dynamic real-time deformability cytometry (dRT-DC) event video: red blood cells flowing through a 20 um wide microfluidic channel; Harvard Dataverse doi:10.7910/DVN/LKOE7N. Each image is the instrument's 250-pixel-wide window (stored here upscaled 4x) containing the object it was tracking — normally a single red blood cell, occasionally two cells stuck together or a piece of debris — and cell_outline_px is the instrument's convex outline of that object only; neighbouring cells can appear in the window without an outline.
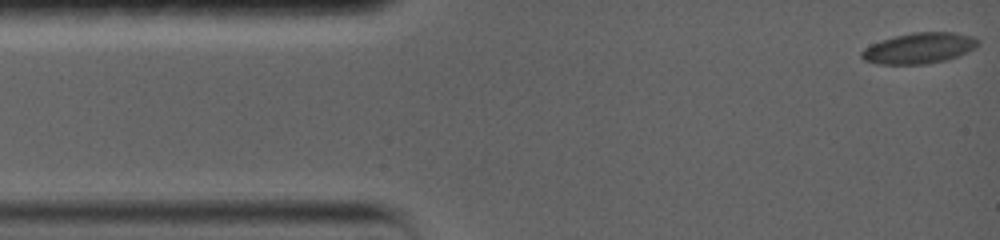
{"species": "common noctule bat (a hibernating species)", "species_latin": "Nyctalus noctula", "temperature_condition": "warm", "stored_images_in_passage": 10, "camera_frame_rate_fps": 5000, "um_per_image_px": 0.085, "animal": {"sex": "female", "body_mass_g": 19.0, "forearm_length_mm": 56.7}, "frame": {"image": 1, "passage_image": 1, "time_ms": 0.0, "image_size_px": [1000, 240], "cell_outline_px": [[980, 44], [976, 48], [968, 52], [948, 60], [928, 64], [880, 64], [864, 60], [860, 56], [860, 52], [864, 48], [872, 44], [896, 36], [912, 32], [952, 32], [972, 36], [980, 40]], "centroid_in_image_um": [78.18, 4.1], "position_along_channel_um": 6.8, "area_um2": 20.98}}
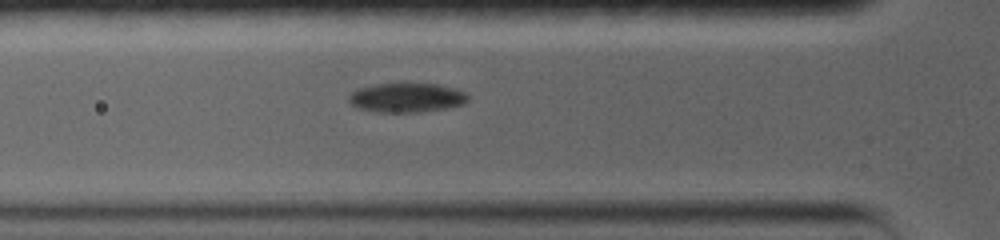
{"frame": {"image": 2, "passage_image": 7, "time_ms": 4.6, "image_size_px": [1000, 240], "cell_outline_px": [[468, 100], [464, 104], [444, 108], [416, 112], [380, 112], [356, 108], [348, 100], [348, 96], [352, 92], [360, 88], [376, 84], [404, 80], [436, 84], [452, 88], [464, 92], [468, 96]], "centroid_in_image_um": [34.53, 8.25], "position_along_channel_um": 91.3, "area_um2": 20.87}}
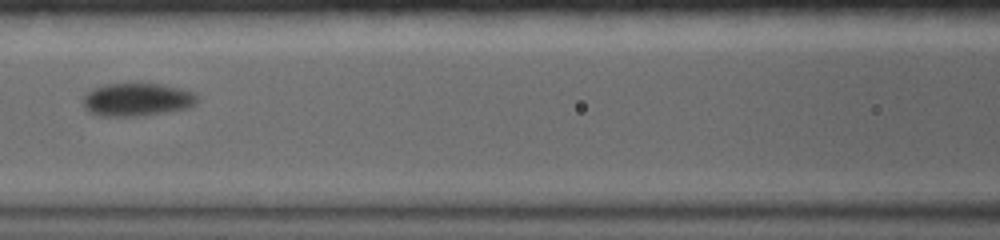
{"frame": {"image": 3, "passage_image": 9, "time_ms": 6.4, "image_size_px": [1000, 240], "cell_outline_px": [[196, 100], [188, 108], [136, 116], [104, 116], [88, 112], [84, 104], [84, 96], [92, 88], [108, 84], [160, 84], [180, 88], [196, 92]], "centroid_in_image_um": [11.63, 8.46], "position_along_channel_um": 155.0, "area_um2": 21.56}}